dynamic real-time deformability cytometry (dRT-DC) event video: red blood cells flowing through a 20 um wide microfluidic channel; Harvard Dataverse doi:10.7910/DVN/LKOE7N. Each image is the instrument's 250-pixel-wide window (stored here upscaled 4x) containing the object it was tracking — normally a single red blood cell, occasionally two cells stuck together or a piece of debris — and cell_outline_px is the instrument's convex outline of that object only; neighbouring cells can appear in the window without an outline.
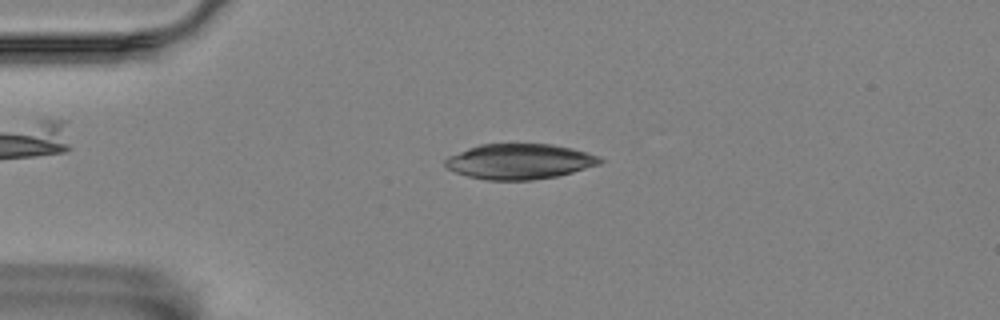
{"species": "Egyptian fruit bat (a non-hibernating species)", "species_latin": "Rousettus aegyptiacus", "temperature_condition": "room temperature", "stored_images_in_passage": 55, "camera_frame_rate_fps": 3000, "um_per_image_px": 0.085, "animal": {"sex": "female"}, "frame": {"image": 1, "passage_image": 12, "time_ms": 3.667, "image_size_px": [1000, 320], "cell_outline_px": [[604, 160], [600, 164], [572, 172], [556, 176], [532, 180], [488, 180], [468, 176], [456, 172], [448, 168], [444, 164], [444, 160], [448, 156], [468, 148], [480, 144], [552, 144], [572, 148], [600, 156]], "centroid_in_image_um": [44.17, 13.72], "position_along_channel_um": 40.8, "area_um2": 31.79}}
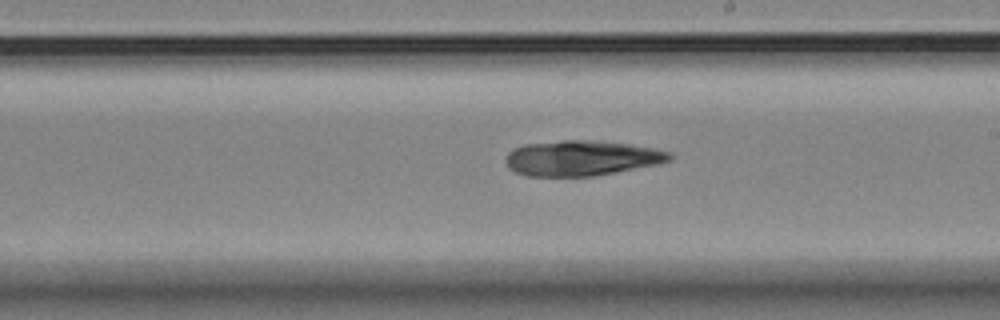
{"frame": {"image": 2, "passage_image": 31, "time_ms": 10.0, "image_size_px": [1000, 320], "cell_outline_px": [[672, 160], [656, 164], [616, 172], [592, 176], [524, 176], [508, 168], [504, 160], [508, 152], [524, 144], [564, 140], [600, 140], [628, 144], [652, 148], [668, 152], [672, 156]], "centroid_in_image_um": [49.38, 13.44], "position_along_channel_um": 239.6, "area_um2": 33.64}}
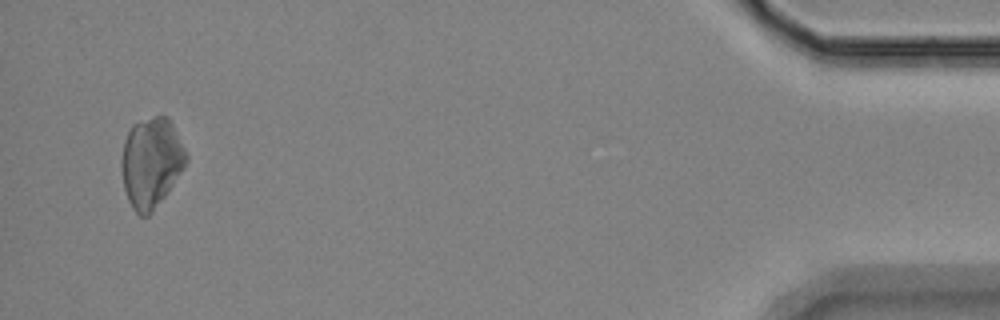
{"frame": {"image": 3, "passage_image": 53, "time_ms": 17.333, "image_size_px": [1000, 320], "cell_outline_px": [[188, 160], [184, 168], [168, 192], [152, 212], [148, 216], [140, 216], [132, 208], [128, 200], [124, 188], [120, 168], [120, 160], [124, 140], [132, 124], [152, 116], [168, 116], [188, 156]], "centroid_in_image_um": [12.83, 13.82], "position_along_channel_um": 422.4, "area_um2": 34.1}}